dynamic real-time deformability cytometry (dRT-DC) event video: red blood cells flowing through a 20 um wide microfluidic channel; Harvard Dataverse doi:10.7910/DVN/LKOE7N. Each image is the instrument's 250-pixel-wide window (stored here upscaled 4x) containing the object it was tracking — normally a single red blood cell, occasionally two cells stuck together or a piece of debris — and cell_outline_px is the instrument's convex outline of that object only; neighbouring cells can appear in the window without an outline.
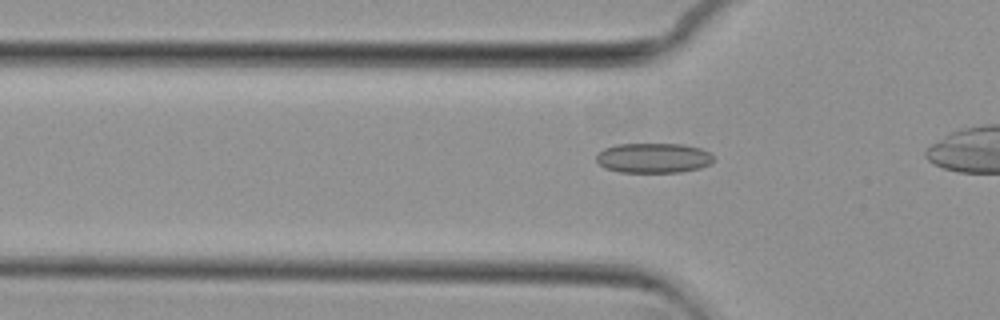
{"species": "common noctule bat (a hibernating species)", "species_latin": "Nyctalus noctula", "temperature_condition": "cold", "stored_images_in_passage": 19, "camera_frame_rate_fps": 3000, "um_per_image_px": 0.085, "animal": {"sex": "female", "body_mass_g": 29.2, "forearm_length_mm": 56.3}, "frame": {"image": 1, "passage_image": 6, "time_ms": 1.667, "image_size_px": [1000, 320], "cell_outline_px": [[712, 160], [708, 164], [700, 168], [680, 172], [620, 172], [604, 168], [596, 160], [596, 152], [604, 148], [616, 144], [684, 144], [700, 148], [708, 152], [712, 156]], "centroid_in_image_um": [55.48, 13.42], "position_along_channel_um": 70.3, "area_um2": 20.46}}
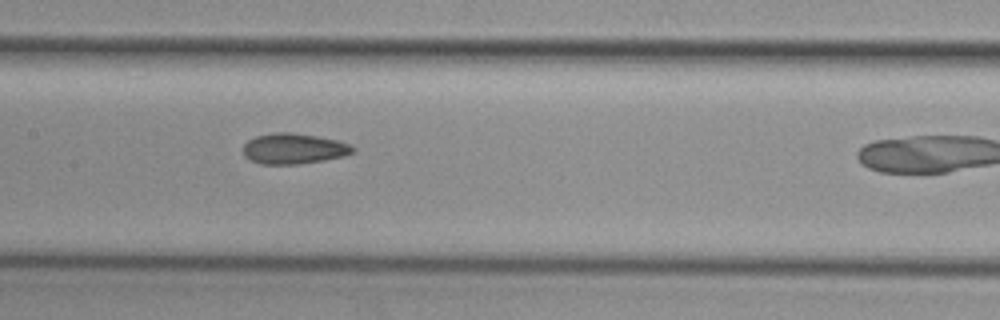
{"frame": {"image": 2, "passage_image": 15, "time_ms": 4.667, "image_size_px": [1000, 320], "cell_outline_px": [[356, 148], [352, 152], [344, 156], [296, 164], [260, 164], [244, 156], [244, 144], [248, 140], [256, 136], [276, 132], [292, 132], [316, 136], [336, 140], [352, 144]], "centroid_in_image_um": [24.97, 12.62], "position_along_channel_um": 182.4, "area_um2": 19.36}}
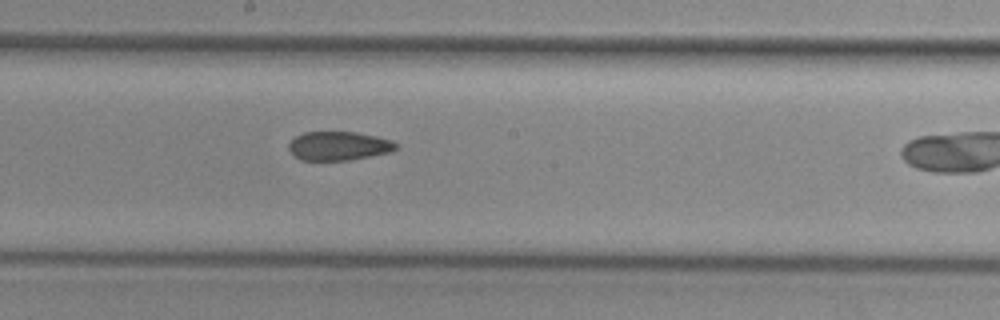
{"frame": {"image": 3, "passage_image": 18, "time_ms": 5.667, "image_size_px": [1000, 320], "cell_outline_px": [[396, 148], [388, 152], [348, 160], [300, 160], [288, 148], [288, 144], [296, 136], [304, 132], [356, 132], [376, 136], [392, 140], [396, 144]], "centroid_in_image_um": [28.76, 12.39], "position_along_channel_um": 219.4, "area_um2": 17.74}}